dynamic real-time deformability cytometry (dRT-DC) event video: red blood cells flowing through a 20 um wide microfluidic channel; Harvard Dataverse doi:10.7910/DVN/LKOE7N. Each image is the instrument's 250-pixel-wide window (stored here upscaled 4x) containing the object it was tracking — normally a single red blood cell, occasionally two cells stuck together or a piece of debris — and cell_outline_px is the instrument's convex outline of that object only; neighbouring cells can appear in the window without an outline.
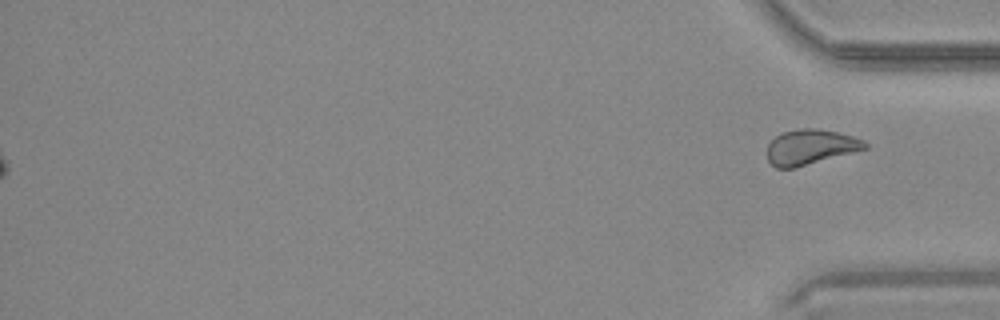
{"species": "common noctule bat (a hibernating species)", "species_latin": "Nyctalus noctula", "temperature_condition": "warm", "stored_images_in_passage": 48, "segment_of_instrument_passage": [2, 2], "camera_frame_rate_fps": 3000, "um_per_image_px": 0.085, "animal": {"sex": "male", "body_mass_g": 20.4}, "frame": {"image": 1, "passage_image": 48, "time_ms": 15.667, "image_size_px": [1000, 320], "cell_outline_px": [[868, 148], [796, 168], [776, 168], [768, 160], [768, 144], [776, 136], [784, 132], [800, 128], [816, 128], [836, 132], [852, 136], [864, 140], [868, 144]], "centroid_in_image_um": [68.9, 12.5], "position_along_channel_um": 366.3, "area_um2": 19.94}}